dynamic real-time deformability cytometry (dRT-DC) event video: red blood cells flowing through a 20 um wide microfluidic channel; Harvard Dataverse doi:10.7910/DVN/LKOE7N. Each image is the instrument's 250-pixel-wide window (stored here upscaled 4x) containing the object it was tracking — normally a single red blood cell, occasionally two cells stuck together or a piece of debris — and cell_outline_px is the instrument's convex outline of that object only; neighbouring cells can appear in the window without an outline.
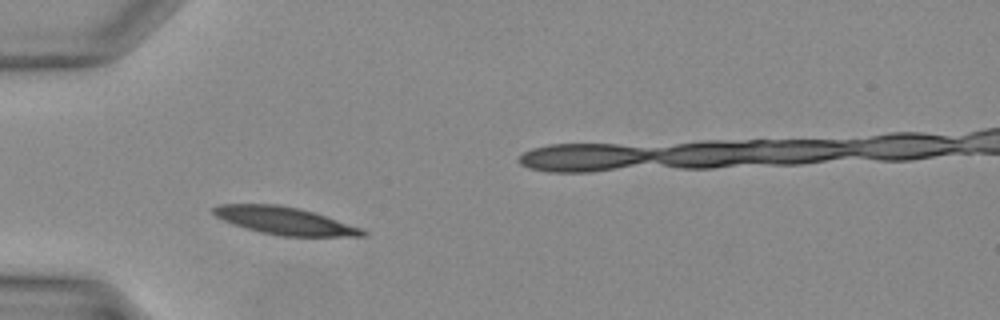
{"species": "Egyptian fruit bat (a non-hibernating species)", "species_latin": "Rousettus aegyptiacus", "temperature_condition": "warm", "stored_images_in_passage": 28, "camera_frame_rate_fps": 3000, "um_per_image_px": 0.085, "animal": {"sex": "female"}, "frame": {"image": 1, "passage_image": 1, "time_ms": 0.0, "image_size_px": [1000, 320], "cell_outline_px": [[368, 232], [364, 236], [280, 236], [260, 232], [224, 220], [216, 216], [212, 212], [212, 208], [216, 204], [276, 204], [300, 208], [360, 228]], "centroid_in_image_um": [24.16, 18.76], "position_along_channel_um": 60.8, "area_um2": 23.47}}